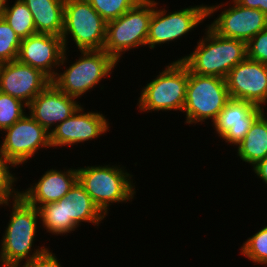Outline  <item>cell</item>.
I'll return each mask as SVG.
<instances>
[{
	"instance_id": "6da1fadb",
	"label": "cell",
	"mask_w": 267,
	"mask_h": 267,
	"mask_svg": "<svg viewBox=\"0 0 267 267\" xmlns=\"http://www.w3.org/2000/svg\"><path fill=\"white\" fill-rule=\"evenodd\" d=\"M12 201L10 220L1 239L0 267H23L48 249L43 246L32 252L40 219L39 210L22 196ZM23 259L25 262L21 265Z\"/></svg>"
},
{
	"instance_id": "7a4b0ae2",
	"label": "cell",
	"mask_w": 267,
	"mask_h": 267,
	"mask_svg": "<svg viewBox=\"0 0 267 267\" xmlns=\"http://www.w3.org/2000/svg\"><path fill=\"white\" fill-rule=\"evenodd\" d=\"M205 34L194 51L180 60L192 73L225 79L234 66L247 58V43L222 37L209 26Z\"/></svg>"
},
{
	"instance_id": "3957f363",
	"label": "cell",
	"mask_w": 267,
	"mask_h": 267,
	"mask_svg": "<svg viewBox=\"0 0 267 267\" xmlns=\"http://www.w3.org/2000/svg\"><path fill=\"white\" fill-rule=\"evenodd\" d=\"M124 169L109 164L77 168L78 181L106 216L112 205L110 203H124L134 199L136 189L131 181L133 175Z\"/></svg>"
},
{
	"instance_id": "277c9868",
	"label": "cell",
	"mask_w": 267,
	"mask_h": 267,
	"mask_svg": "<svg viewBox=\"0 0 267 267\" xmlns=\"http://www.w3.org/2000/svg\"><path fill=\"white\" fill-rule=\"evenodd\" d=\"M152 0H141L119 18L106 24L103 50L117 63L125 51L147 46Z\"/></svg>"
},
{
	"instance_id": "5b68a950",
	"label": "cell",
	"mask_w": 267,
	"mask_h": 267,
	"mask_svg": "<svg viewBox=\"0 0 267 267\" xmlns=\"http://www.w3.org/2000/svg\"><path fill=\"white\" fill-rule=\"evenodd\" d=\"M155 79L142 88L139 111H183L186 100L188 68L180 60L173 61Z\"/></svg>"
},
{
	"instance_id": "8992f818",
	"label": "cell",
	"mask_w": 267,
	"mask_h": 267,
	"mask_svg": "<svg viewBox=\"0 0 267 267\" xmlns=\"http://www.w3.org/2000/svg\"><path fill=\"white\" fill-rule=\"evenodd\" d=\"M81 57L66 67L63 73H56L51 82L67 95L80 98L111 75L118 64L102 50H80Z\"/></svg>"
},
{
	"instance_id": "52a82bcc",
	"label": "cell",
	"mask_w": 267,
	"mask_h": 267,
	"mask_svg": "<svg viewBox=\"0 0 267 267\" xmlns=\"http://www.w3.org/2000/svg\"><path fill=\"white\" fill-rule=\"evenodd\" d=\"M230 99L226 79L217 76L198 75L188 70L186 100L187 124H197L212 119L214 122Z\"/></svg>"
},
{
	"instance_id": "ba28073f",
	"label": "cell",
	"mask_w": 267,
	"mask_h": 267,
	"mask_svg": "<svg viewBox=\"0 0 267 267\" xmlns=\"http://www.w3.org/2000/svg\"><path fill=\"white\" fill-rule=\"evenodd\" d=\"M107 22L93 9L87 0H65L63 31L64 50L68 36L80 50H102L106 38Z\"/></svg>"
},
{
	"instance_id": "9c48e42d",
	"label": "cell",
	"mask_w": 267,
	"mask_h": 267,
	"mask_svg": "<svg viewBox=\"0 0 267 267\" xmlns=\"http://www.w3.org/2000/svg\"><path fill=\"white\" fill-rule=\"evenodd\" d=\"M158 3L152 0V17L147 36V45L154 49L156 45L169 43L182 38L189 31L194 30L207 17L220 9L225 3L219 5H195L174 12H168L164 8L157 10Z\"/></svg>"
},
{
	"instance_id": "30bf717a",
	"label": "cell",
	"mask_w": 267,
	"mask_h": 267,
	"mask_svg": "<svg viewBox=\"0 0 267 267\" xmlns=\"http://www.w3.org/2000/svg\"><path fill=\"white\" fill-rule=\"evenodd\" d=\"M6 133L0 145V153L13 164L21 165L34 156L40 148H51L50 132L42 127L30 114H25Z\"/></svg>"
},
{
	"instance_id": "8fae6325",
	"label": "cell",
	"mask_w": 267,
	"mask_h": 267,
	"mask_svg": "<svg viewBox=\"0 0 267 267\" xmlns=\"http://www.w3.org/2000/svg\"><path fill=\"white\" fill-rule=\"evenodd\" d=\"M226 79L230 98L264 108L267 103V64L246 58L234 66Z\"/></svg>"
},
{
	"instance_id": "7c38bea8",
	"label": "cell",
	"mask_w": 267,
	"mask_h": 267,
	"mask_svg": "<svg viewBox=\"0 0 267 267\" xmlns=\"http://www.w3.org/2000/svg\"><path fill=\"white\" fill-rule=\"evenodd\" d=\"M66 53L61 36L36 33L21 40L17 60L39 69L52 80L57 67L67 62Z\"/></svg>"
},
{
	"instance_id": "4fadbf2b",
	"label": "cell",
	"mask_w": 267,
	"mask_h": 267,
	"mask_svg": "<svg viewBox=\"0 0 267 267\" xmlns=\"http://www.w3.org/2000/svg\"><path fill=\"white\" fill-rule=\"evenodd\" d=\"M108 119L102 113L84 112L80 106L69 118L53 127L50 132L51 147L74 146L96 139L109 130Z\"/></svg>"
},
{
	"instance_id": "5bb4252c",
	"label": "cell",
	"mask_w": 267,
	"mask_h": 267,
	"mask_svg": "<svg viewBox=\"0 0 267 267\" xmlns=\"http://www.w3.org/2000/svg\"><path fill=\"white\" fill-rule=\"evenodd\" d=\"M50 83L51 79L42 71L18 60L0 64V92L27 106Z\"/></svg>"
},
{
	"instance_id": "9a60e30c",
	"label": "cell",
	"mask_w": 267,
	"mask_h": 267,
	"mask_svg": "<svg viewBox=\"0 0 267 267\" xmlns=\"http://www.w3.org/2000/svg\"><path fill=\"white\" fill-rule=\"evenodd\" d=\"M228 9L209 25L218 35L225 38L238 39L248 42L251 38L267 27V16L259 9H251L239 5L232 0Z\"/></svg>"
},
{
	"instance_id": "2e32d148",
	"label": "cell",
	"mask_w": 267,
	"mask_h": 267,
	"mask_svg": "<svg viewBox=\"0 0 267 267\" xmlns=\"http://www.w3.org/2000/svg\"><path fill=\"white\" fill-rule=\"evenodd\" d=\"M264 111L253 103L230 98L212 126L226 143L237 145Z\"/></svg>"
},
{
	"instance_id": "e0dca14e",
	"label": "cell",
	"mask_w": 267,
	"mask_h": 267,
	"mask_svg": "<svg viewBox=\"0 0 267 267\" xmlns=\"http://www.w3.org/2000/svg\"><path fill=\"white\" fill-rule=\"evenodd\" d=\"M76 98L59 90L52 82L28 105L30 115L48 132L69 118L79 107ZM55 124V125H54Z\"/></svg>"
},
{
	"instance_id": "ac0fdd59",
	"label": "cell",
	"mask_w": 267,
	"mask_h": 267,
	"mask_svg": "<svg viewBox=\"0 0 267 267\" xmlns=\"http://www.w3.org/2000/svg\"><path fill=\"white\" fill-rule=\"evenodd\" d=\"M66 171V172H65ZM78 181L77 169L47 170L37 183L22 191L21 196L37 209L65 197L68 191Z\"/></svg>"
},
{
	"instance_id": "d6986e66",
	"label": "cell",
	"mask_w": 267,
	"mask_h": 267,
	"mask_svg": "<svg viewBox=\"0 0 267 267\" xmlns=\"http://www.w3.org/2000/svg\"><path fill=\"white\" fill-rule=\"evenodd\" d=\"M64 212L65 234L75 231L81 222L99 226V223L106 217L79 181L64 197Z\"/></svg>"
},
{
	"instance_id": "ffe728a7",
	"label": "cell",
	"mask_w": 267,
	"mask_h": 267,
	"mask_svg": "<svg viewBox=\"0 0 267 267\" xmlns=\"http://www.w3.org/2000/svg\"><path fill=\"white\" fill-rule=\"evenodd\" d=\"M32 13L36 33L61 36L65 0H22Z\"/></svg>"
},
{
	"instance_id": "44dd1931",
	"label": "cell",
	"mask_w": 267,
	"mask_h": 267,
	"mask_svg": "<svg viewBox=\"0 0 267 267\" xmlns=\"http://www.w3.org/2000/svg\"><path fill=\"white\" fill-rule=\"evenodd\" d=\"M263 112L236 146L237 156L251 166L267 156V116Z\"/></svg>"
},
{
	"instance_id": "7402d4cb",
	"label": "cell",
	"mask_w": 267,
	"mask_h": 267,
	"mask_svg": "<svg viewBox=\"0 0 267 267\" xmlns=\"http://www.w3.org/2000/svg\"><path fill=\"white\" fill-rule=\"evenodd\" d=\"M5 3L3 20L13 29L22 40L36 34L33 16L27 5L22 0H16L12 7Z\"/></svg>"
},
{
	"instance_id": "603a6c76",
	"label": "cell",
	"mask_w": 267,
	"mask_h": 267,
	"mask_svg": "<svg viewBox=\"0 0 267 267\" xmlns=\"http://www.w3.org/2000/svg\"><path fill=\"white\" fill-rule=\"evenodd\" d=\"M42 226L52 235H65L64 198L38 208Z\"/></svg>"
},
{
	"instance_id": "cb8c5ba5",
	"label": "cell",
	"mask_w": 267,
	"mask_h": 267,
	"mask_svg": "<svg viewBox=\"0 0 267 267\" xmlns=\"http://www.w3.org/2000/svg\"><path fill=\"white\" fill-rule=\"evenodd\" d=\"M26 107L21 100L0 92V131L20 120L25 115Z\"/></svg>"
},
{
	"instance_id": "d4e9b609",
	"label": "cell",
	"mask_w": 267,
	"mask_h": 267,
	"mask_svg": "<svg viewBox=\"0 0 267 267\" xmlns=\"http://www.w3.org/2000/svg\"><path fill=\"white\" fill-rule=\"evenodd\" d=\"M241 254L256 264H267V226L249 237L241 247Z\"/></svg>"
},
{
	"instance_id": "484cf974",
	"label": "cell",
	"mask_w": 267,
	"mask_h": 267,
	"mask_svg": "<svg viewBox=\"0 0 267 267\" xmlns=\"http://www.w3.org/2000/svg\"><path fill=\"white\" fill-rule=\"evenodd\" d=\"M93 9L106 21L119 18L141 0H87Z\"/></svg>"
},
{
	"instance_id": "4316f807",
	"label": "cell",
	"mask_w": 267,
	"mask_h": 267,
	"mask_svg": "<svg viewBox=\"0 0 267 267\" xmlns=\"http://www.w3.org/2000/svg\"><path fill=\"white\" fill-rule=\"evenodd\" d=\"M21 39L13 29L0 19V64L17 60Z\"/></svg>"
},
{
	"instance_id": "83f0119b",
	"label": "cell",
	"mask_w": 267,
	"mask_h": 267,
	"mask_svg": "<svg viewBox=\"0 0 267 267\" xmlns=\"http://www.w3.org/2000/svg\"><path fill=\"white\" fill-rule=\"evenodd\" d=\"M12 166L16 165L0 153V206H9L10 198L16 200L21 196V191L13 188L17 178L10 172Z\"/></svg>"
},
{
	"instance_id": "f1b7e54d",
	"label": "cell",
	"mask_w": 267,
	"mask_h": 267,
	"mask_svg": "<svg viewBox=\"0 0 267 267\" xmlns=\"http://www.w3.org/2000/svg\"><path fill=\"white\" fill-rule=\"evenodd\" d=\"M247 58L267 64V27L247 42Z\"/></svg>"
},
{
	"instance_id": "f546056e",
	"label": "cell",
	"mask_w": 267,
	"mask_h": 267,
	"mask_svg": "<svg viewBox=\"0 0 267 267\" xmlns=\"http://www.w3.org/2000/svg\"><path fill=\"white\" fill-rule=\"evenodd\" d=\"M58 261L55 254L47 249L23 267H62Z\"/></svg>"
},
{
	"instance_id": "4dcf8cb0",
	"label": "cell",
	"mask_w": 267,
	"mask_h": 267,
	"mask_svg": "<svg viewBox=\"0 0 267 267\" xmlns=\"http://www.w3.org/2000/svg\"><path fill=\"white\" fill-rule=\"evenodd\" d=\"M239 5L251 9H259L267 16V0H235Z\"/></svg>"
},
{
	"instance_id": "1f68e13d",
	"label": "cell",
	"mask_w": 267,
	"mask_h": 267,
	"mask_svg": "<svg viewBox=\"0 0 267 267\" xmlns=\"http://www.w3.org/2000/svg\"><path fill=\"white\" fill-rule=\"evenodd\" d=\"M255 174L262 179L263 183L267 184V156L257 162L252 169Z\"/></svg>"
},
{
	"instance_id": "d6a6232c",
	"label": "cell",
	"mask_w": 267,
	"mask_h": 267,
	"mask_svg": "<svg viewBox=\"0 0 267 267\" xmlns=\"http://www.w3.org/2000/svg\"><path fill=\"white\" fill-rule=\"evenodd\" d=\"M8 0H0V19L2 18L3 16V12H4V8H5V3L7 2Z\"/></svg>"
}]
</instances>
